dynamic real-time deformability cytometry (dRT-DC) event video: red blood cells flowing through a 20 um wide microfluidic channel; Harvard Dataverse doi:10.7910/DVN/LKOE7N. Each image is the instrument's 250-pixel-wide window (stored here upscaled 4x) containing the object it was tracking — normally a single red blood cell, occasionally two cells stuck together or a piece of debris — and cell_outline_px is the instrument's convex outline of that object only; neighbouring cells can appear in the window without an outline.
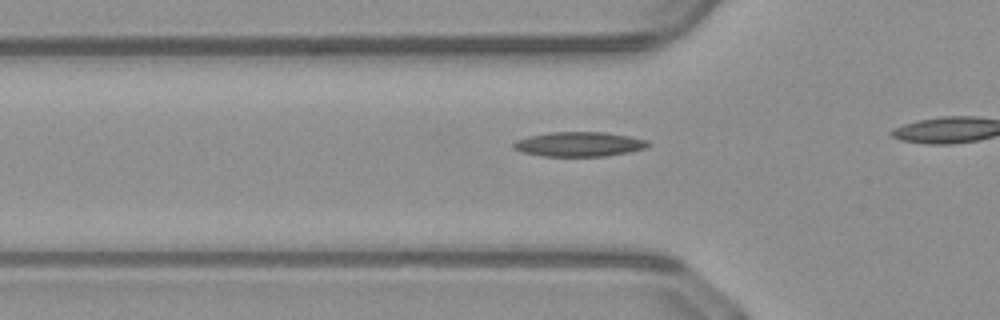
{"species": "common noctule bat (a hibernating species)", "species_latin": "Nyctalus noctula", "temperature_condition": "warm", "stored_images_in_passage": 18, "camera_frame_rate_fps": 3000, "um_per_image_px": 0.085, "animal": {"sex": "male", "body_mass_g": 23.1, "forearm_length_mm": 52.7}, "frame": {"image": 1, "passage_image": 13, "time_ms": 4.0, "image_size_px": [1000, 320], "cell_outline_px": [[652, 144], [644, 148], [628, 152], [604, 156], [544, 156], [520, 152], [512, 148], [512, 144], [516, 140], [528, 136], [548, 132], [604, 132], [628, 136], [648, 140]], "centroid_in_image_um": [49.18, 12.25], "position_along_channel_um": 76.6, "area_um2": 19.36}}
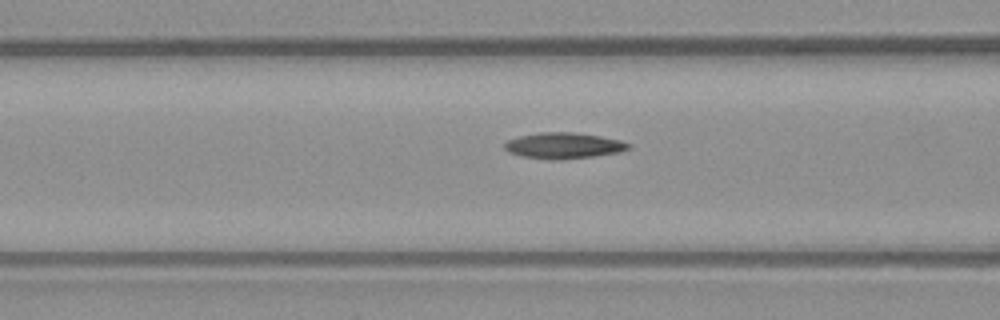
{"frame": {"image": 2, "passage_image": 16, "time_ms": 5.0, "image_size_px": [1000, 320], "cell_outline_px": [[632, 148], [620, 152], [592, 156], [548, 160], [520, 156], [508, 152], [504, 148], [504, 144], [508, 140], [520, 136], [540, 132], [572, 132], [600, 136], [620, 140], [632, 144]], "centroid_in_image_um": [47.91, 12.37], "position_along_channel_um": 118.7, "area_um2": 18.73}}